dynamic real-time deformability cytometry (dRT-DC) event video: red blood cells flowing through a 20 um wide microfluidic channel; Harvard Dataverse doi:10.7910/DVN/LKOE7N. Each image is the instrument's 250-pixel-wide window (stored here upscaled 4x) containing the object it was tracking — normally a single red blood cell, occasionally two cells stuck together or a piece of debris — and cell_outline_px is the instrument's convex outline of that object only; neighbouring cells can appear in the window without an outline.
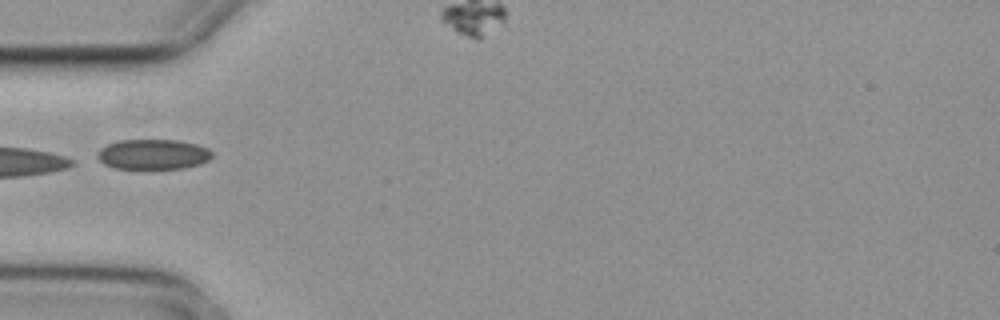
{"species": "common noctule bat (a hibernating species)", "species_latin": "Nyctalus noctula", "temperature_condition": "cold", "stored_images_in_passage": 6, "camera_frame_rate_fps": 3000, "um_per_image_px": 0.085, "animal": {"sex": "female", "body_mass_g": 29.2, "forearm_length_mm": 56.3}, "frame": {"image": 1, "passage_image": 2, "time_ms": 0.333, "image_size_px": [1000, 320], "cell_outline_px": [[212, 156], [208, 160], [200, 164], [184, 168], [112, 168], [104, 164], [96, 156], [96, 152], [100, 148], [116, 140], [176, 140], [196, 144], [208, 148], [212, 152]], "centroid_in_image_um": [12.98, 13.11], "position_along_channel_um": 72.0, "area_um2": 20.17}}